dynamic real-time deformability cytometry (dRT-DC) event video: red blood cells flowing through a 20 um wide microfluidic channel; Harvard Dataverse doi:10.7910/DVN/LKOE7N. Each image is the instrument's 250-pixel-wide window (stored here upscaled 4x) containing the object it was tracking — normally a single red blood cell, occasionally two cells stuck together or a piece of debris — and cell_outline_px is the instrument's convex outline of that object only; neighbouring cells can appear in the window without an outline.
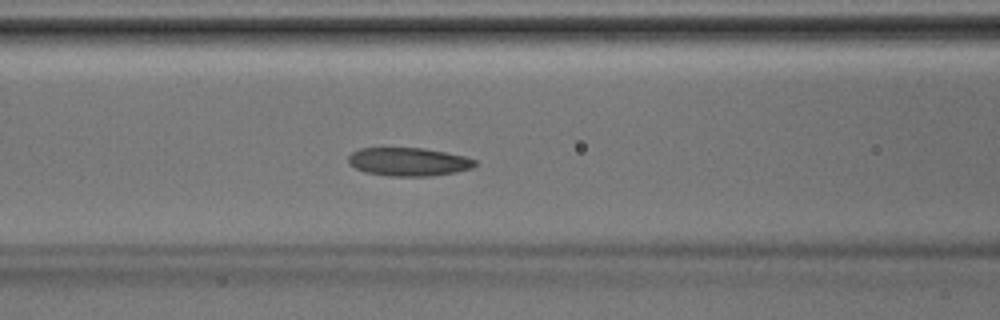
{"species": "Egyptian fruit bat (a non-hibernating species)", "species_latin": "Rousettus aegyptiacus", "temperature_condition": "room temperature", "stored_images_in_passage": 43, "segment_of_instrument_passage": [1, 2], "camera_frame_rate_fps": 3000, "um_per_image_px": 0.085, "animal": {"sex": "male"}, "frame": {"image": 1, "passage_image": 18, "time_ms": 5.667, "image_size_px": [1000, 320], "cell_outline_px": [[476, 164], [472, 168], [456, 172], [428, 176], [388, 176], [364, 172], [348, 164], [348, 156], [352, 152], [360, 148], [424, 148], [464, 156], [476, 160]], "centroid_in_image_um": [34.7, 13.75], "position_along_channel_um": 131.9, "area_um2": 20.92}}
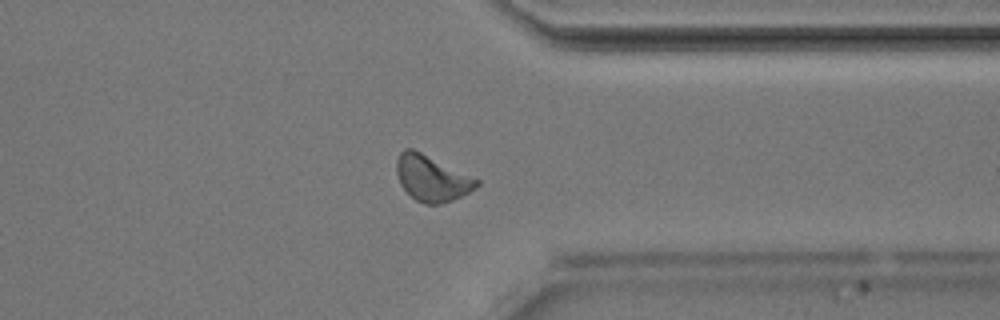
{"frame": {"image": 2, "passage_image": 33, "time_ms": 10.667, "image_size_px": [1000, 320], "cell_outline_px": [[480, 184], [476, 188], [444, 204], [424, 204], [416, 200], [400, 184], [396, 172], [396, 160], [400, 152], [404, 148], [412, 148], [480, 180]], "centroid_in_image_um": [36.69, 15.15], "position_along_channel_um": 374.7, "area_um2": 21.21}}
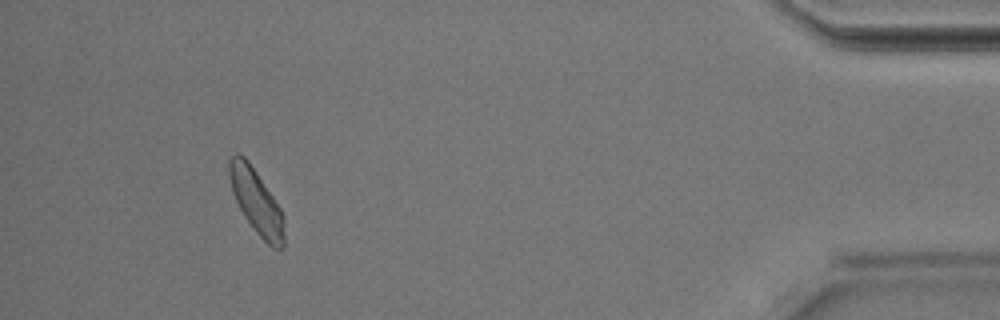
{"frame": {"image": 3, "passage_image": 39, "time_ms": 12.667, "image_size_px": [1000, 320], "cell_outline_px": [[284, 244], [280, 248], [272, 248], [256, 232], [244, 216], [236, 200], [228, 176], [228, 160], [236, 152], [240, 152], [248, 160], [280, 208], [284, 216]], "centroid_in_image_um": [21.77, 17.11], "position_along_channel_um": 413.4, "area_um2": 20.4}}